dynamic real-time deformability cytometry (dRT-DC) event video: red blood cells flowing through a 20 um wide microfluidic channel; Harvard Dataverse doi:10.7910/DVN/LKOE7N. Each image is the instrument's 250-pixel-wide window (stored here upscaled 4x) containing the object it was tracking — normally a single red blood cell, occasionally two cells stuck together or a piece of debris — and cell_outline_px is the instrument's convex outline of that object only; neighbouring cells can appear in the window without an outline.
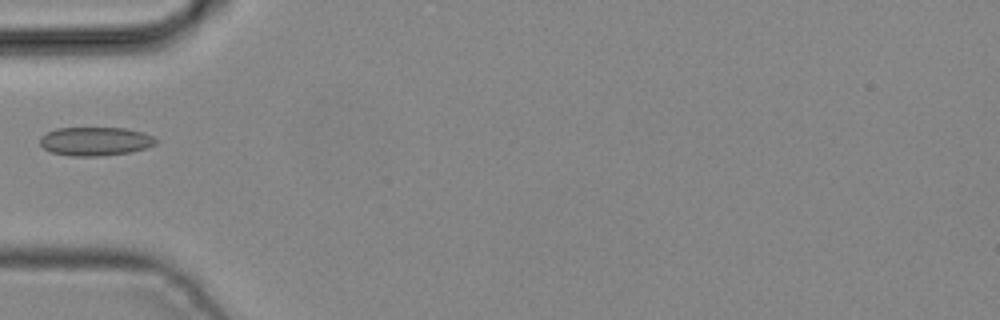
{"species": "common noctule bat (a hibernating species)", "species_latin": "Nyctalus noctula", "temperature_condition": "cold", "stored_images_in_passage": 5, "camera_frame_rate_fps": 3000, "um_per_image_px": 0.085, "animal": {"sex": "male", "body_mass_g": 19.2, "forearm_length_mm": 51.8}, "frame": {"image": 1, "passage_image": 5, "time_ms": 1.333, "image_size_px": [1000, 320], "cell_outline_px": [[160, 140], [156, 144], [148, 148], [132, 152], [100, 156], [68, 156], [52, 152], [44, 148], [40, 144], [40, 136], [56, 128], [124, 128], [144, 132]], "centroid_in_image_um": [8.14, 12.01], "position_along_channel_um": 76.9, "area_um2": 19.59}}